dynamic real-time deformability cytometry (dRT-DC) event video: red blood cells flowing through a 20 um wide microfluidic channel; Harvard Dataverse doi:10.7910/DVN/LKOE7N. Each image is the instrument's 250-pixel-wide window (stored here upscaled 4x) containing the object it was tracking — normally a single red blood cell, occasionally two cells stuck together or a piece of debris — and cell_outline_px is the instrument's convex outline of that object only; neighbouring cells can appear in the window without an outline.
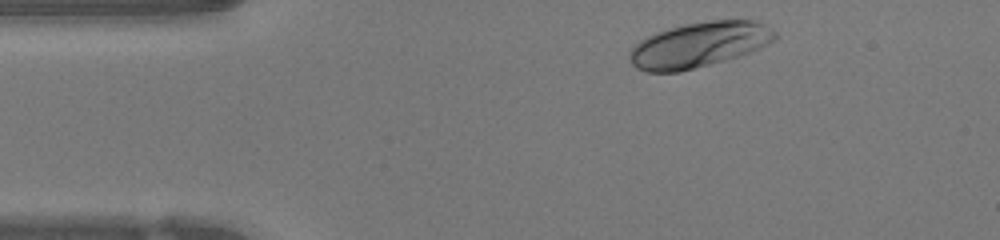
{"species": "human", "species_latin": "Homo sapiens", "temperature_condition": "warm", "stored_images_in_passage": 36, "camera_frame_rate_fps": 3000, "um_per_image_px": 0.085, "donor": {"sex": "female"}, "frame": {"image": 1, "passage_image": 2, "time_ms": 0.333, "image_size_px": [1000, 240], "cell_outline_px": [[780, 36], [776, 40], [760, 48], [740, 56], [680, 72], [648, 72], [636, 68], [632, 64], [628, 56], [628, 52], [640, 40], [656, 32], [668, 28], [684, 24], [708, 20], [756, 20], [764, 24], [776, 32]], "centroid_in_image_um": [59.44, 3.8], "position_along_channel_um": 25.6, "area_um2": 38.61}}
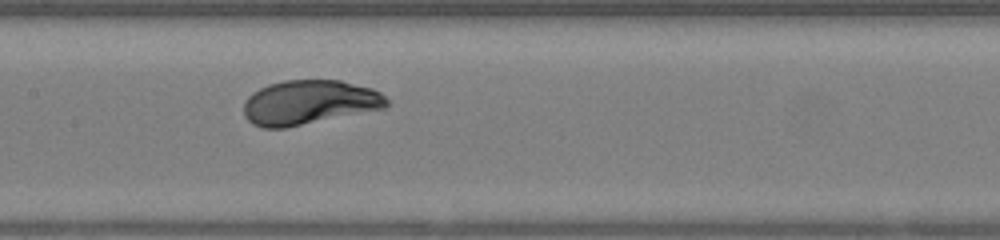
{"frame": {"image": 2, "passage_image": 17, "time_ms": 5.333, "image_size_px": [1000, 240], "cell_outline_px": [[388, 104], [384, 108], [284, 128], [264, 128], [252, 124], [244, 116], [244, 100], [252, 92], [268, 84], [284, 80], [340, 80], [372, 88], [380, 92], [388, 100]], "centroid_in_image_um": [26.25, 8.69], "position_along_channel_um": 181.2, "area_um2": 36.93}}
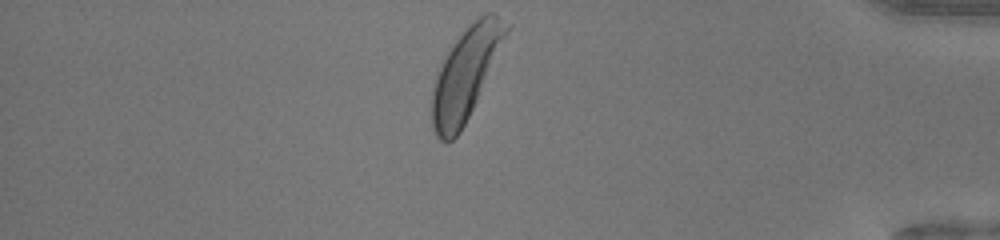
{"frame": {"image": 3, "passage_image": 35, "time_ms": 11.333, "image_size_px": [1000, 240], "cell_outline_px": [[512, 24], [476, 100], [460, 132], [448, 144], [444, 144], [436, 136], [432, 128], [432, 84], [436, 72], [440, 64], [452, 44], [484, 12], [492, 12]], "centroid_in_image_um": [39.55, 6.29], "position_along_channel_um": 395.7, "area_um2": 38.9}, "authors_computed_cell_mechanics": {"area_um2": 36.8764, "velocity_mm_per_s": 4.227, "shape_relaxation_time_tau1_ms": 1.7888, "shape_relaxation_time_tau2_ms": null, "deformation_change_tau1": 0.1511, "deformation_change_tau2": null}}